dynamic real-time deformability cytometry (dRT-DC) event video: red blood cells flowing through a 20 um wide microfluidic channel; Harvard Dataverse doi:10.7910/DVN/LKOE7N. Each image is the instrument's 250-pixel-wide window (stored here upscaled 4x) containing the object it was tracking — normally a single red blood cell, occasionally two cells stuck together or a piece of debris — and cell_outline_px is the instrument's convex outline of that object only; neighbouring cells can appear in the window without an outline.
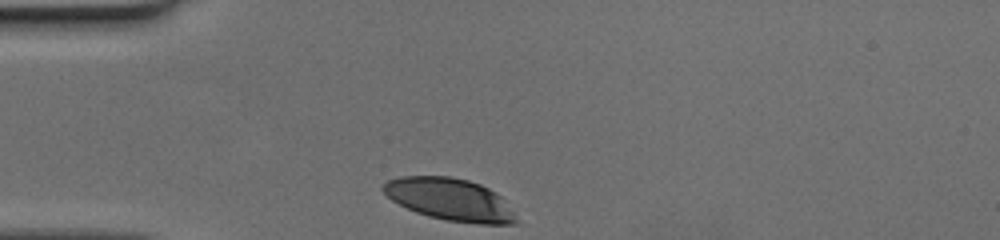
{"species": "human", "species_latin": "Homo sapiens", "temperature_condition": "cold", "stored_images_in_passage": 22, "camera_frame_rate_fps": 3000, "um_per_image_px": 0.085, "donor": {"sex": "female"}, "frame": {"image": 1, "passage_image": 1, "time_ms": 0.0, "image_size_px": [1000, 240], "cell_outline_px": [[516, 224], [476, 224], [448, 220], [428, 216], [416, 212], [392, 200], [380, 188], [388, 180], [400, 176], [452, 176], [468, 180], [480, 184], [488, 188], [500, 196], [512, 212], [516, 220]], "centroid_in_image_um": [38.21, 16.94], "position_along_channel_um": 46.8, "area_um2": 32.37}}
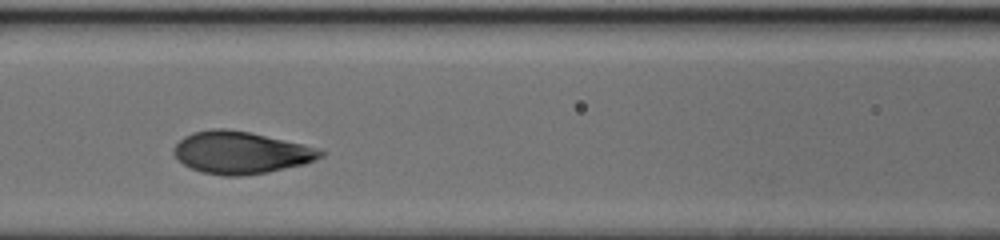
{"frame": {"image": 2, "passage_image": 10, "time_ms": 3.0, "image_size_px": [1000, 240], "cell_outline_px": [[328, 152], [324, 156], [304, 164], [268, 172], [244, 176], [220, 176], [200, 172], [184, 164], [172, 152], [172, 148], [184, 136], [192, 132], [212, 128], [224, 128], [248, 132], [300, 144], [316, 148]], "centroid_in_image_um": [20.44, 12.98], "position_along_channel_um": 146.2, "area_um2": 36.01}}
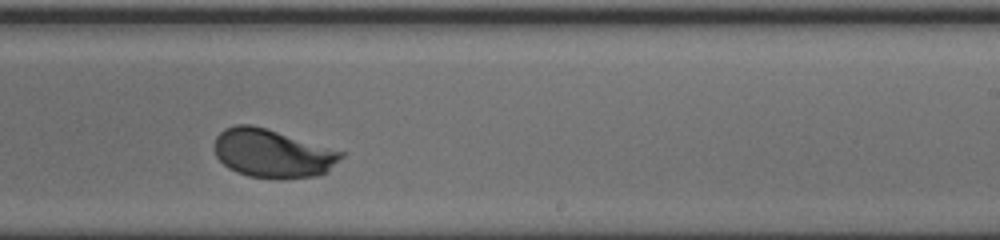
{"frame": {"image": 3, "passage_image": 19, "time_ms": 6.0, "image_size_px": [1000, 240], "cell_outline_px": [[344, 156], [328, 172], [316, 176], [280, 180], [248, 176], [236, 172], [228, 168], [216, 156], [212, 148], [216, 136], [224, 128], [236, 124], [252, 124], [344, 152]], "centroid_in_image_um": [23.13, 13.06], "position_along_channel_um": 265.9, "area_um2": 36.13}}